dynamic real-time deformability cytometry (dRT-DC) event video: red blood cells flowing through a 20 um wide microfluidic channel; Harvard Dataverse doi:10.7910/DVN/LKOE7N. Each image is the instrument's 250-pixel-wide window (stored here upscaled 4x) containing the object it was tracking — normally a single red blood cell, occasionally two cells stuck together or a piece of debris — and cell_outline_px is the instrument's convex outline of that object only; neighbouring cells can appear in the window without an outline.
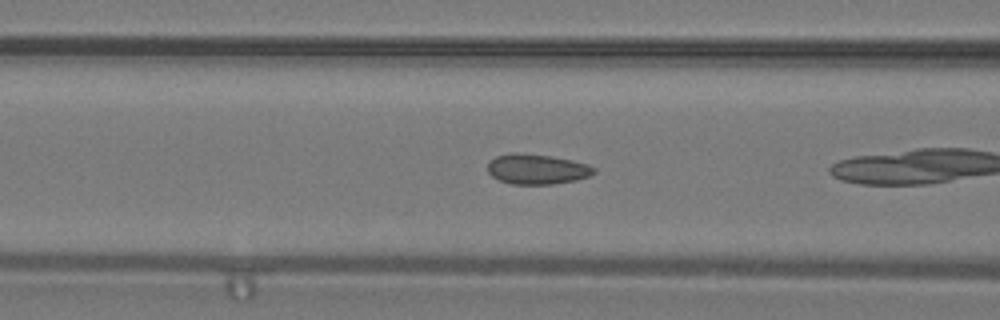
{"species": "common noctule bat (a hibernating species)", "species_latin": "Nyctalus noctula", "temperature_condition": "warm", "stored_images_in_passage": 14, "camera_frame_rate_fps": 3000, "um_per_image_px": 0.085, "animal": {"sex": "male", "body_mass_g": 19.2, "forearm_length_mm": 51.8}, "frame": {"image": 1, "passage_image": 10, "time_ms": 3.0, "image_size_px": [1000, 320], "cell_outline_px": [[596, 172], [588, 176], [576, 180], [552, 184], [512, 184], [500, 180], [492, 176], [488, 172], [488, 160], [496, 156], [508, 152], [516, 152], [552, 156], [572, 160], [588, 164], [596, 168]], "centroid_in_image_um": [45.62, 14.36], "position_along_channel_um": 121.0, "area_um2": 18.84}}
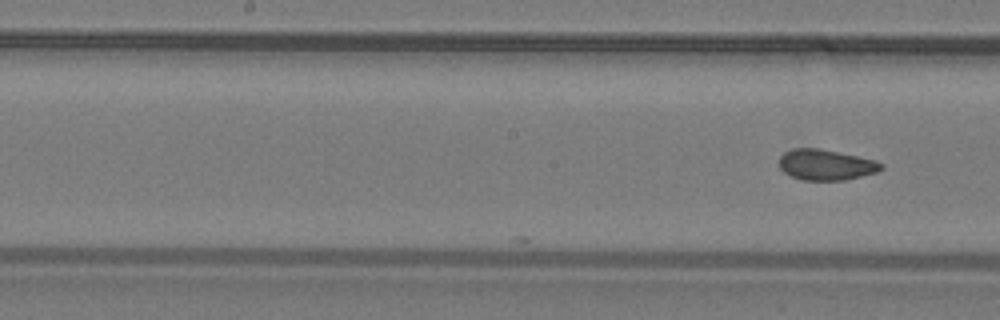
{"frame": {"image": 2, "passage_image": 14, "time_ms": 4.333, "image_size_px": [1000, 320], "cell_outline_px": [[884, 168], [876, 172], [844, 180], [804, 180], [792, 176], [784, 172], [780, 168], [780, 156], [784, 152], [792, 148], [820, 148], [876, 160], [884, 164]], "centroid_in_image_um": [70.21, 13.99], "position_along_channel_um": 178.0, "area_um2": 18.21}}